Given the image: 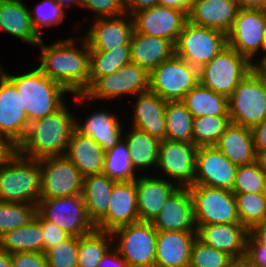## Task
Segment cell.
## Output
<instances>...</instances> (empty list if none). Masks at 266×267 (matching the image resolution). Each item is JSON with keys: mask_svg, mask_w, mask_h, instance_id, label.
<instances>
[{"mask_svg": "<svg viewBox=\"0 0 266 267\" xmlns=\"http://www.w3.org/2000/svg\"><path fill=\"white\" fill-rule=\"evenodd\" d=\"M80 41L81 45L76 46L73 36L50 45L42 39L35 46L41 51V72L73 95L82 94L89 87L90 49L84 37Z\"/></svg>", "mask_w": 266, "mask_h": 267, "instance_id": "cell-1", "label": "cell"}, {"mask_svg": "<svg viewBox=\"0 0 266 267\" xmlns=\"http://www.w3.org/2000/svg\"><path fill=\"white\" fill-rule=\"evenodd\" d=\"M68 108L65 103L55 113L29 122L26 135L17 146L18 153L35 160L65 156L70 137L76 129V115Z\"/></svg>", "mask_w": 266, "mask_h": 267, "instance_id": "cell-2", "label": "cell"}, {"mask_svg": "<svg viewBox=\"0 0 266 267\" xmlns=\"http://www.w3.org/2000/svg\"><path fill=\"white\" fill-rule=\"evenodd\" d=\"M0 71L15 85L29 122L51 115L65 104L63 96L69 92L38 67L21 75L9 74L2 66Z\"/></svg>", "mask_w": 266, "mask_h": 267, "instance_id": "cell-3", "label": "cell"}, {"mask_svg": "<svg viewBox=\"0 0 266 267\" xmlns=\"http://www.w3.org/2000/svg\"><path fill=\"white\" fill-rule=\"evenodd\" d=\"M41 194L39 160L17 153L0 167V201L38 205Z\"/></svg>", "mask_w": 266, "mask_h": 267, "instance_id": "cell-4", "label": "cell"}, {"mask_svg": "<svg viewBox=\"0 0 266 267\" xmlns=\"http://www.w3.org/2000/svg\"><path fill=\"white\" fill-rule=\"evenodd\" d=\"M149 80V73L131 62L115 73L98 77L82 94L73 96L76 102H79L78 106L83 104V107L89 108L87 105L89 100H112L122 95L132 97L147 92ZM85 101L86 105H84Z\"/></svg>", "mask_w": 266, "mask_h": 267, "instance_id": "cell-5", "label": "cell"}, {"mask_svg": "<svg viewBox=\"0 0 266 267\" xmlns=\"http://www.w3.org/2000/svg\"><path fill=\"white\" fill-rule=\"evenodd\" d=\"M251 71V62L227 45L199 69V83L229 98L239 82Z\"/></svg>", "mask_w": 266, "mask_h": 267, "instance_id": "cell-6", "label": "cell"}, {"mask_svg": "<svg viewBox=\"0 0 266 267\" xmlns=\"http://www.w3.org/2000/svg\"><path fill=\"white\" fill-rule=\"evenodd\" d=\"M149 91L164 101H182L199 83V69L173 55L150 74Z\"/></svg>", "mask_w": 266, "mask_h": 267, "instance_id": "cell-7", "label": "cell"}, {"mask_svg": "<svg viewBox=\"0 0 266 267\" xmlns=\"http://www.w3.org/2000/svg\"><path fill=\"white\" fill-rule=\"evenodd\" d=\"M230 122L252 129L266 119V83L253 71L228 98Z\"/></svg>", "mask_w": 266, "mask_h": 267, "instance_id": "cell-8", "label": "cell"}, {"mask_svg": "<svg viewBox=\"0 0 266 267\" xmlns=\"http://www.w3.org/2000/svg\"><path fill=\"white\" fill-rule=\"evenodd\" d=\"M227 34L187 21L174 44L175 55L200 69L226 46Z\"/></svg>", "mask_w": 266, "mask_h": 267, "instance_id": "cell-9", "label": "cell"}, {"mask_svg": "<svg viewBox=\"0 0 266 267\" xmlns=\"http://www.w3.org/2000/svg\"><path fill=\"white\" fill-rule=\"evenodd\" d=\"M114 247L129 267H155L157 230L151 222H136L112 232Z\"/></svg>", "mask_w": 266, "mask_h": 267, "instance_id": "cell-10", "label": "cell"}, {"mask_svg": "<svg viewBox=\"0 0 266 267\" xmlns=\"http://www.w3.org/2000/svg\"><path fill=\"white\" fill-rule=\"evenodd\" d=\"M196 225L240 223L232 191L193 184L189 187Z\"/></svg>", "mask_w": 266, "mask_h": 267, "instance_id": "cell-11", "label": "cell"}, {"mask_svg": "<svg viewBox=\"0 0 266 267\" xmlns=\"http://www.w3.org/2000/svg\"><path fill=\"white\" fill-rule=\"evenodd\" d=\"M37 212L70 236L81 237L95 230L94 224L88 218L82 194L40 198Z\"/></svg>", "mask_w": 266, "mask_h": 267, "instance_id": "cell-12", "label": "cell"}, {"mask_svg": "<svg viewBox=\"0 0 266 267\" xmlns=\"http://www.w3.org/2000/svg\"><path fill=\"white\" fill-rule=\"evenodd\" d=\"M40 198L67 197L82 194L84 176L66 157H46L39 160Z\"/></svg>", "mask_w": 266, "mask_h": 267, "instance_id": "cell-13", "label": "cell"}, {"mask_svg": "<svg viewBox=\"0 0 266 267\" xmlns=\"http://www.w3.org/2000/svg\"><path fill=\"white\" fill-rule=\"evenodd\" d=\"M197 148L192 143L161 140L157 168L178 188H189L195 177Z\"/></svg>", "mask_w": 266, "mask_h": 267, "instance_id": "cell-14", "label": "cell"}, {"mask_svg": "<svg viewBox=\"0 0 266 267\" xmlns=\"http://www.w3.org/2000/svg\"><path fill=\"white\" fill-rule=\"evenodd\" d=\"M265 31L266 10L239 9L232 28L227 33V42L252 62L260 52Z\"/></svg>", "mask_w": 266, "mask_h": 267, "instance_id": "cell-15", "label": "cell"}, {"mask_svg": "<svg viewBox=\"0 0 266 267\" xmlns=\"http://www.w3.org/2000/svg\"><path fill=\"white\" fill-rule=\"evenodd\" d=\"M131 17L134 32L164 38L174 44L188 21L185 11L161 5L134 12Z\"/></svg>", "mask_w": 266, "mask_h": 267, "instance_id": "cell-16", "label": "cell"}, {"mask_svg": "<svg viewBox=\"0 0 266 267\" xmlns=\"http://www.w3.org/2000/svg\"><path fill=\"white\" fill-rule=\"evenodd\" d=\"M237 167L217 147L200 146L196 152L193 184L232 191Z\"/></svg>", "mask_w": 266, "mask_h": 267, "instance_id": "cell-17", "label": "cell"}, {"mask_svg": "<svg viewBox=\"0 0 266 267\" xmlns=\"http://www.w3.org/2000/svg\"><path fill=\"white\" fill-rule=\"evenodd\" d=\"M133 32L132 17L124 13L116 17L94 18L83 37L90 51L108 52L130 44Z\"/></svg>", "mask_w": 266, "mask_h": 267, "instance_id": "cell-18", "label": "cell"}, {"mask_svg": "<svg viewBox=\"0 0 266 267\" xmlns=\"http://www.w3.org/2000/svg\"><path fill=\"white\" fill-rule=\"evenodd\" d=\"M139 221L135 180L115 182L109 198L108 212L95 225V229L112 233L119 227Z\"/></svg>", "mask_w": 266, "mask_h": 267, "instance_id": "cell-19", "label": "cell"}, {"mask_svg": "<svg viewBox=\"0 0 266 267\" xmlns=\"http://www.w3.org/2000/svg\"><path fill=\"white\" fill-rule=\"evenodd\" d=\"M28 125L15 85L0 71V135L18 146L26 135Z\"/></svg>", "mask_w": 266, "mask_h": 267, "instance_id": "cell-20", "label": "cell"}, {"mask_svg": "<svg viewBox=\"0 0 266 267\" xmlns=\"http://www.w3.org/2000/svg\"><path fill=\"white\" fill-rule=\"evenodd\" d=\"M151 223L157 231H197L189 188H177Z\"/></svg>", "mask_w": 266, "mask_h": 267, "instance_id": "cell-21", "label": "cell"}, {"mask_svg": "<svg viewBox=\"0 0 266 267\" xmlns=\"http://www.w3.org/2000/svg\"><path fill=\"white\" fill-rule=\"evenodd\" d=\"M196 237L203 244L226 252L234 259L245 257L249 230L240 223L196 225Z\"/></svg>", "mask_w": 266, "mask_h": 267, "instance_id": "cell-22", "label": "cell"}, {"mask_svg": "<svg viewBox=\"0 0 266 267\" xmlns=\"http://www.w3.org/2000/svg\"><path fill=\"white\" fill-rule=\"evenodd\" d=\"M140 175L135 179L139 219L152 222L160 213L168 197L178 188L161 175L158 177Z\"/></svg>", "mask_w": 266, "mask_h": 267, "instance_id": "cell-23", "label": "cell"}, {"mask_svg": "<svg viewBox=\"0 0 266 267\" xmlns=\"http://www.w3.org/2000/svg\"><path fill=\"white\" fill-rule=\"evenodd\" d=\"M196 231H157L155 267H188Z\"/></svg>", "mask_w": 266, "mask_h": 267, "instance_id": "cell-24", "label": "cell"}, {"mask_svg": "<svg viewBox=\"0 0 266 267\" xmlns=\"http://www.w3.org/2000/svg\"><path fill=\"white\" fill-rule=\"evenodd\" d=\"M238 10L235 0H196L187 16L192 24L227 34Z\"/></svg>", "mask_w": 266, "mask_h": 267, "instance_id": "cell-25", "label": "cell"}, {"mask_svg": "<svg viewBox=\"0 0 266 267\" xmlns=\"http://www.w3.org/2000/svg\"><path fill=\"white\" fill-rule=\"evenodd\" d=\"M135 100L131 127L142 130L160 141L165 140L167 101L150 91L138 94Z\"/></svg>", "mask_w": 266, "mask_h": 267, "instance_id": "cell-26", "label": "cell"}, {"mask_svg": "<svg viewBox=\"0 0 266 267\" xmlns=\"http://www.w3.org/2000/svg\"><path fill=\"white\" fill-rule=\"evenodd\" d=\"M99 110L96 109L86 116L83 123L76 117L75 127L77 131L91 137L104 151H107L123 139V124L110 110Z\"/></svg>", "mask_w": 266, "mask_h": 267, "instance_id": "cell-27", "label": "cell"}, {"mask_svg": "<svg viewBox=\"0 0 266 267\" xmlns=\"http://www.w3.org/2000/svg\"><path fill=\"white\" fill-rule=\"evenodd\" d=\"M130 54L131 62L150 74L163 61L175 54V46L170 40L133 32Z\"/></svg>", "mask_w": 266, "mask_h": 267, "instance_id": "cell-28", "label": "cell"}, {"mask_svg": "<svg viewBox=\"0 0 266 267\" xmlns=\"http://www.w3.org/2000/svg\"><path fill=\"white\" fill-rule=\"evenodd\" d=\"M26 5L22 0H0V29L35 47L43 38L34 29Z\"/></svg>", "mask_w": 266, "mask_h": 267, "instance_id": "cell-29", "label": "cell"}, {"mask_svg": "<svg viewBox=\"0 0 266 267\" xmlns=\"http://www.w3.org/2000/svg\"><path fill=\"white\" fill-rule=\"evenodd\" d=\"M65 156L83 176L100 174L103 171L105 151L102 146L76 129L70 137Z\"/></svg>", "mask_w": 266, "mask_h": 267, "instance_id": "cell-30", "label": "cell"}, {"mask_svg": "<svg viewBox=\"0 0 266 267\" xmlns=\"http://www.w3.org/2000/svg\"><path fill=\"white\" fill-rule=\"evenodd\" d=\"M215 147L237 166L256 162L254 139L250 128L230 122Z\"/></svg>", "mask_w": 266, "mask_h": 267, "instance_id": "cell-31", "label": "cell"}, {"mask_svg": "<svg viewBox=\"0 0 266 267\" xmlns=\"http://www.w3.org/2000/svg\"><path fill=\"white\" fill-rule=\"evenodd\" d=\"M116 181L104 173L84 176L82 197L94 226L107 214L112 187Z\"/></svg>", "mask_w": 266, "mask_h": 267, "instance_id": "cell-32", "label": "cell"}, {"mask_svg": "<svg viewBox=\"0 0 266 267\" xmlns=\"http://www.w3.org/2000/svg\"><path fill=\"white\" fill-rule=\"evenodd\" d=\"M123 136L136 172L144 171L145 169L149 170L148 167H157L160 148L159 139L134 127L131 128L128 134H123Z\"/></svg>", "mask_w": 266, "mask_h": 267, "instance_id": "cell-33", "label": "cell"}, {"mask_svg": "<svg viewBox=\"0 0 266 267\" xmlns=\"http://www.w3.org/2000/svg\"><path fill=\"white\" fill-rule=\"evenodd\" d=\"M182 102L195 117L229 116L228 98L198 83Z\"/></svg>", "mask_w": 266, "mask_h": 267, "instance_id": "cell-34", "label": "cell"}, {"mask_svg": "<svg viewBox=\"0 0 266 267\" xmlns=\"http://www.w3.org/2000/svg\"><path fill=\"white\" fill-rule=\"evenodd\" d=\"M0 246L8 253H44L43 232L40 221L35 217L29 224L5 232L0 236Z\"/></svg>", "mask_w": 266, "mask_h": 267, "instance_id": "cell-35", "label": "cell"}, {"mask_svg": "<svg viewBox=\"0 0 266 267\" xmlns=\"http://www.w3.org/2000/svg\"><path fill=\"white\" fill-rule=\"evenodd\" d=\"M194 117L182 101H169L165 106L166 139L192 143Z\"/></svg>", "mask_w": 266, "mask_h": 267, "instance_id": "cell-36", "label": "cell"}, {"mask_svg": "<svg viewBox=\"0 0 266 267\" xmlns=\"http://www.w3.org/2000/svg\"><path fill=\"white\" fill-rule=\"evenodd\" d=\"M111 232L94 230L90 234L79 237L77 265L78 267H97L99 261L113 245Z\"/></svg>", "mask_w": 266, "mask_h": 267, "instance_id": "cell-37", "label": "cell"}, {"mask_svg": "<svg viewBox=\"0 0 266 267\" xmlns=\"http://www.w3.org/2000/svg\"><path fill=\"white\" fill-rule=\"evenodd\" d=\"M131 63L130 44L111 51H90L89 86L101 76L117 72L121 67Z\"/></svg>", "mask_w": 266, "mask_h": 267, "instance_id": "cell-38", "label": "cell"}, {"mask_svg": "<svg viewBox=\"0 0 266 267\" xmlns=\"http://www.w3.org/2000/svg\"><path fill=\"white\" fill-rule=\"evenodd\" d=\"M110 179L118 181H134L138 176L131 162L128 146L124 139L113 148L105 151L103 171Z\"/></svg>", "mask_w": 266, "mask_h": 267, "instance_id": "cell-39", "label": "cell"}, {"mask_svg": "<svg viewBox=\"0 0 266 267\" xmlns=\"http://www.w3.org/2000/svg\"><path fill=\"white\" fill-rule=\"evenodd\" d=\"M240 224L249 231L266 221V193H234Z\"/></svg>", "mask_w": 266, "mask_h": 267, "instance_id": "cell-40", "label": "cell"}, {"mask_svg": "<svg viewBox=\"0 0 266 267\" xmlns=\"http://www.w3.org/2000/svg\"><path fill=\"white\" fill-rule=\"evenodd\" d=\"M230 124L229 116H201L193 120L192 144L215 146Z\"/></svg>", "mask_w": 266, "mask_h": 267, "instance_id": "cell-41", "label": "cell"}, {"mask_svg": "<svg viewBox=\"0 0 266 267\" xmlns=\"http://www.w3.org/2000/svg\"><path fill=\"white\" fill-rule=\"evenodd\" d=\"M37 213V205L0 201V236L29 224Z\"/></svg>", "mask_w": 266, "mask_h": 267, "instance_id": "cell-42", "label": "cell"}, {"mask_svg": "<svg viewBox=\"0 0 266 267\" xmlns=\"http://www.w3.org/2000/svg\"><path fill=\"white\" fill-rule=\"evenodd\" d=\"M233 193H266V173L256 162L237 167Z\"/></svg>", "mask_w": 266, "mask_h": 267, "instance_id": "cell-43", "label": "cell"}, {"mask_svg": "<svg viewBox=\"0 0 266 267\" xmlns=\"http://www.w3.org/2000/svg\"><path fill=\"white\" fill-rule=\"evenodd\" d=\"M65 10L56 0H43L32 10L29 9L30 18L36 32L41 36L43 28L61 24L66 17Z\"/></svg>", "mask_w": 266, "mask_h": 267, "instance_id": "cell-44", "label": "cell"}, {"mask_svg": "<svg viewBox=\"0 0 266 267\" xmlns=\"http://www.w3.org/2000/svg\"><path fill=\"white\" fill-rule=\"evenodd\" d=\"M233 260L226 252L207 246L196 238L191 248L188 267H231Z\"/></svg>", "mask_w": 266, "mask_h": 267, "instance_id": "cell-45", "label": "cell"}, {"mask_svg": "<svg viewBox=\"0 0 266 267\" xmlns=\"http://www.w3.org/2000/svg\"><path fill=\"white\" fill-rule=\"evenodd\" d=\"M79 237L70 236L65 241L44 252L48 267H78Z\"/></svg>", "mask_w": 266, "mask_h": 267, "instance_id": "cell-46", "label": "cell"}, {"mask_svg": "<svg viewBox=\"0 0 266 267\" xmlns=\"http://www.w3.org/2000/svg\"><path fill=\"white\" fill-rule=\"evenodd\" d=\"M80 7L94 12L95 17H116L125 12L123 0H80Z\"/></svg>", "mask_w": 266, "mask_h": 267, "instance_id": "cell-47", "label": "cell"}, {"mask_svg": "<svg viewBox=\"0 0 266 267\" xmlns=\"http://www.w3.org/2000/svg\"><path fill=\"white\" fill-rule=\"evenodd\" d=\"M36 218L40 221L42 227L44 252L70 237L68 233L63 231L56 224L45 220L38 212L36 213Z\"/></svg>", "mask_w": 266, "mask_h": 267, "instance_id": "cell-48", "label": "cell"}, {"mask_svg": "<svg viewBox=\"0 0 266 267\" xmlns=\"http://www.w3.org/2000/svg\"><path fill=\"white\" fill-rule=\"evenodd\" d=\"M13 267H48L46 257L41 252L10 253Z\"/></svg>", "mask_w": 266, "mask_h": 267, "instance_id": "cell-49", "label": "cell"}, {"mask_svg": "<svg viewBox=\"0 0 266 267\" xmlns=\"http://www.w3.org/2000/svg\"><path fill=\"white\" fill-rule=\"evenodd\" d=\"M246 251L266 252V221L255 225L247 237Z\"/></svg>", "mask_w": 266, "mask_h": 267, "instance_id": "cell-50", "label": "cell"}, {"mask_svg": "<svg viewBox=\"0 0 266 267\" xmlns=\"http://www.w3.org/2000/svg\"><path fill=\"white\" fill-rule=\"evenodd\" d=\"M111 265V266H110ZM97 267H129L119 251L112 246L99 261Z\"/></svg>", "mask_w": 266, "mask_h": 267, "instance_id": "cell-51", "label": "cell"}, {"mask_svg": "<svg viewBox=\"0 0 266 267\" xmlns=\"http://www.w3.org/2000/svg\"><path fill=\"white\" fill-rule=\"evenodd\" d=\"M17 153V145L6 136L0 135V167L7 164Z\"/></svg>", "mask_w": 266, "mask_h": 267, "instance_id": "cell-52", "label": "cell"}, {"mask_svg": "<svg viewBox=\"0 0 266 267\" xmlns=\"http://www.w3.org/2000/svg\"><path fill=\"white\" fill-rule=\"evenodd\" d=\"M255 152L266 150V119L252 129Z\"/></svg>", "mask_w": 266, "mask_h": 267, "instance_id": "cell-53", "label": "cell"}, {"mask_svg": "<svg viewBox=\"0 0 266 267\" xmlns=\"http://www.w3.org/2000/svg\"><path fill=\"white\" fill-rule=\"evenodd\" d=\"M123 3L125 12L132 15L134 12L158 5V0H123Z\"/></svg>", "mask_w": 266, "mask_h": 267, "instance_id": "cell-54", "label": "cell"}, {"mask_svg": "<svg viewBox=\"0 0 266 267\" xmlns=\"http://www.w3.org/2000/svg\"><path fill=\"white\" fill-rule=\"evenodd\" d=\"M195 1L196 0H158V5L179 9L188 14Z\"/></svg>", "mask_w": 266, "mask_h": 267, "instance_id": "cell-55", "label": "cell"}, {"mask_svg": "<svg viewBox=\"0 0 266 267\" xmlns=\"http://www.w3.org/2000/svg\"><path fill=\"white\" fill-rule=\"evenodd\" d=\"M245 257L257 267H266V252L246 251Z\"/></svg>", "mask_w": 266, "mask_h": 267, "instance_id": "cell-56", "label": "cell"}, {"mask_svg": "<svg viewBox=\"0 0 266 267\" xmlns=\"http://www.w3.org/2000/svg\"><path fill=\"white\" fill-rule=\"evenodd\" d=\"M239 9L266 10V0H235Z\"/></svg>", "mask_w": 266, "mask_h": 267, "instance_id": "cell-57", "label": "cell"}, {"mask_svg": "<svg viewBox=\"0 0 266 267\" xmlns=\"http://www.w3.org/2000/svg\"><path fill=\"white\" fill-rule=\"evenodd\" d=\"M258 61V62H257ZM252 71L266 83V57H260V60L256 58L251 62Z\"/></svg>", "mask_w": 266, "mask_h": 267, "instance_id": "cell-58", "label": "cell"}, {"mask_svg": "<svg viewBox=\"0 0 266 267\" xmlns=\"http://www.w3.org/2000/svg\"><path fill=\"white\" fill-rule=\"evenodd\" d=\"M0 267H13L11 263L10 253L0 246Z\"/></svg>", "mask_w": 266, "mask_h": 267, "instance_id": "cell-59", "label": "cell"}, {"mask_svg": "<svg viewBox=\"0 0 266 267\" xmlns=\"http://www.w3.org/2000/svg\"><path fill=\"white\" fill-rule=\"evenodd\" d=\"M256 163L266 173V150L256 153Z\"/></svg>", "mask_w": 266, "mask_h": 267, "instance_id": "cell-60", "label": "cell"}, {"mask_svg": "<svg viewBox=\"0 0 266 267\" xmlns=\"http://www.w3.org/2000/svg\"><path fill=\"white\" fill-rule=\"evenodd\" d=\"M231 267H257V266L251 263L246 257H242L234 259Z\"/></svg>", "mask_w": 266, "mask_h": 267, "instance_id": "cell-61", "label": "cell"}, {"mask_svg": "<svg viewBox=\"0 0 266 267\" xmlns=\"http://www.w3.org/2000/svg\"><path fill=\"white\" fill-rule=\"evenodd\" d=\"M57 3H59L61 6H63L65 9L68 6H77L80 7V0H56ZM72 4V5H71Z\"/></svg>", "mask_w": 266, "mask_h": 267, "instance_id": "cell-62", "label": "cell"}, {"mask_svg": "<svg viewBox=\"0 0 266 267\" xmlns=\"http://www.w3.org/2000/svg\"><path fill=\"white\" fill-rule=\"evenodd\" d=\"M260 51L264 52L262 57H266V31H265L264 36H263V40H262V44H261V47H260Z\"/></svg>", "mask_w": 266, "mask_h": 267, "instance_id": "cell-63", "label": "cell"}]
</instances>
